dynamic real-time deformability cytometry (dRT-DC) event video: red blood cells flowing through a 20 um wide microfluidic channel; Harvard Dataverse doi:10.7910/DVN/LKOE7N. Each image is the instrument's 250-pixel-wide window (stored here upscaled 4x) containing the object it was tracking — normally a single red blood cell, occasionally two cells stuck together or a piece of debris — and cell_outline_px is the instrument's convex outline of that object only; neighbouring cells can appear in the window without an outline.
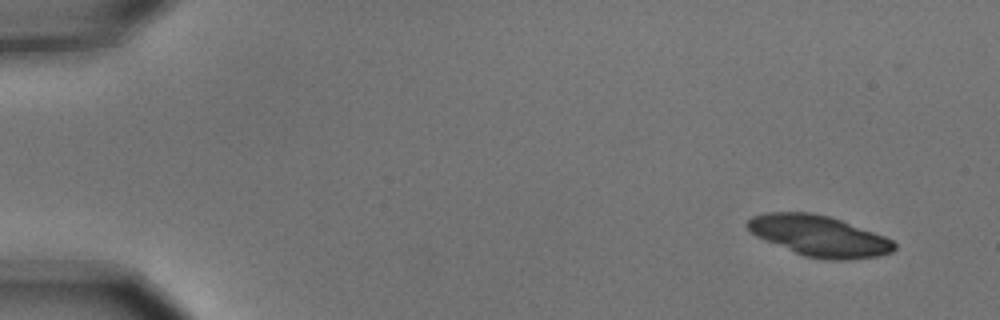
{"species": "common noctule bat (a hibernating species)", "species_latin": "Nyctalus noctula", "temperature_condition": "cold", "stored_images_in_passage": 10, "camera_frame_rate_fps": 3000, "um_per_image_px": 0.085, "animal": {"sex": "male", "body_mass_g": 15.6}, "frame": {"image": 1, "passage_image": 1, "time_ms": 0.0, "image_size_px": [1000, 320], "cell_outline_px": [[896, 248], [892, 252], [876, 256], [848, 260], [824, 260], [804, 256], [756, 236], [744, 224], [752, 216], [764, 212], [812, 212], [828, 216], [840, 220], [884, 236], [892, 240], [896, 244]], "centroid_in_image_um": [69.6, 20.05], "position_along_channel_um": 15.4, "area_um2": 34.74}}
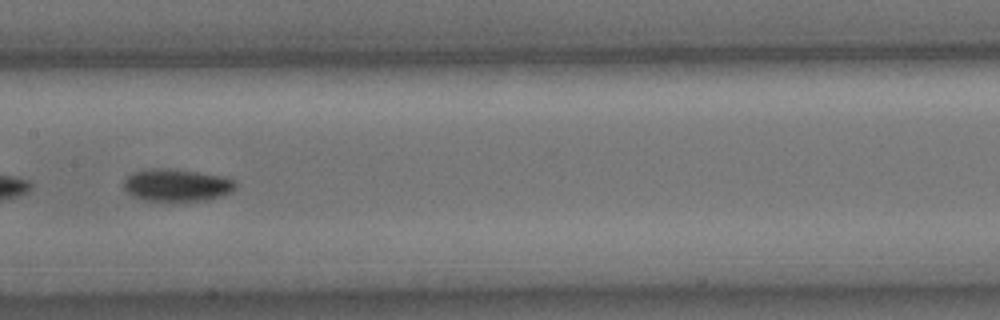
{"frame": {"image": 2, "passage_image": 8, "time_ms": 2.333, "image_size_px": [1000, 320], "cell_outline_px": [[236, 184], [232, 192], [220, 196], [204, 200], [168, 204], [144, 200], [128, 192], [124, 188], [124, 180], [132, 172], [156, 168], [172, 168], [224, 176], [236, 180]], "centroid_in_image_um": [15.04, 15.77], "position_along_channel_um": 192.4, "area_um2": 21.73}}
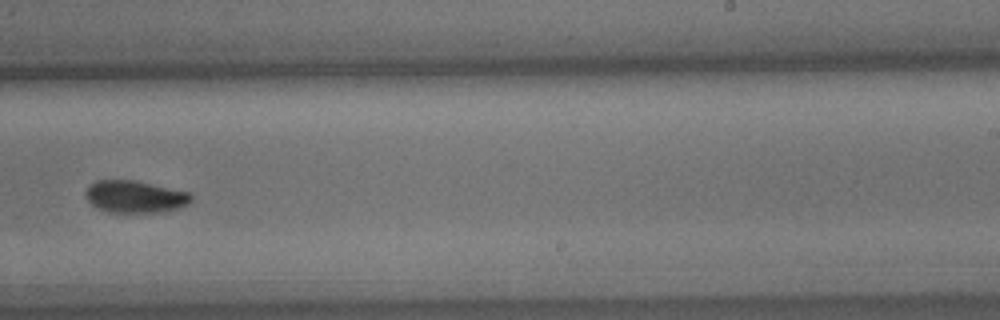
{"frame": {"image": 3, "passage_image": 10, "time_ms": 3.0, "image_size_px": [1000, 320], "cell_outline_px": [[192, 200], [188, 204], [180, 208], [164, 212], [108, 212], [92, 204], [84, 196], [84, 192], [96, 180], [132, 180], [188, 192], [192, 196]], "centroid_in_image_um": [11.48, 16.73], "position_along_channel_um": 277.5, "area_um2": 19.59}}